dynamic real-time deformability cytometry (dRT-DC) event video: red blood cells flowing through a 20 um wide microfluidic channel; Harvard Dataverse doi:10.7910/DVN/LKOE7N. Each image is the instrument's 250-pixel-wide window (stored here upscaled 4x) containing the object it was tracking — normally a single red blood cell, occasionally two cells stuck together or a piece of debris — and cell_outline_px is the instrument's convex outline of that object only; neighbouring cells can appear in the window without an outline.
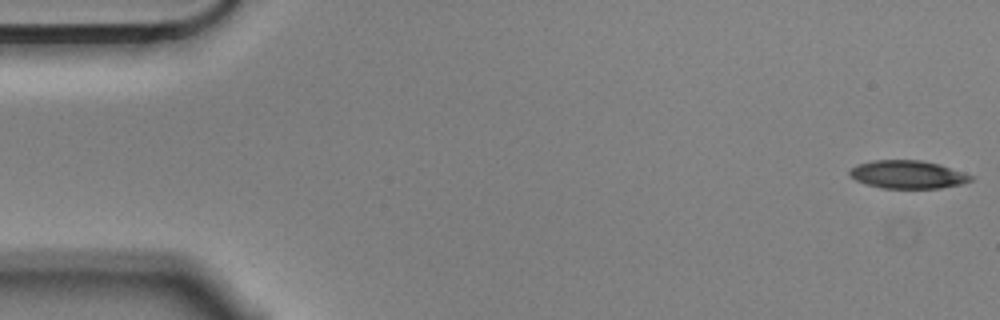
{"species": "Egyptian fruit bat (a non-hibernating species)", "species_latin": "Rousettus aegyptiacus", "temperature_condition": "cold", "stored_images_in_passage": 56, "camera_frame_rate_fps": 3000, "um_per_image_px": 0.085, "animal": {"sex": "male"}, "frame": {"image": 1, "passage_image": 1, "time_ms": 0.0, "image_size_px": [1000, 320], "cell_outline_px": [[976, 176], [972, 180], [960, 184], [940, 188], [884, 188], [864, 184], [856, 180], [848, 172], [852, 168], [860, 164], [872, 160], [920, 160], [940, 164]], "centroid_in_image_um": [77.19, 14.83], "position_along_channel_um": 7.8, "area_um2": 19.77}}
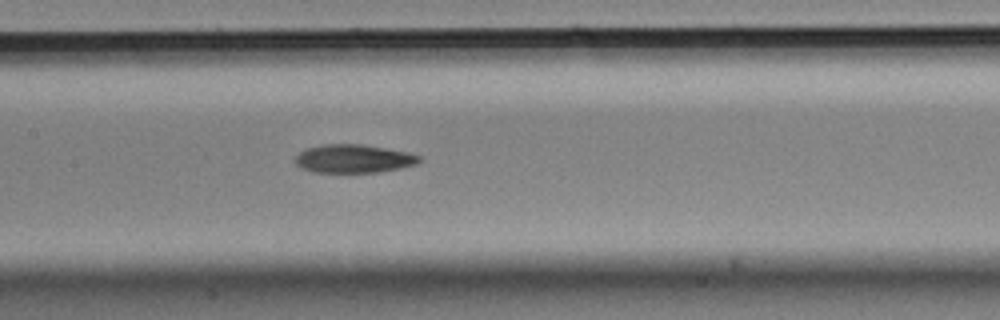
{"frame": {"image": 2, "passage_image": 26, "time_ms": 8.333, "image_size_px": [1000, 320], "cell_outline_px": [[420, 160], [416, 164], [400, 168], [376, 172], [316, 172], [300, 168], [292, 160], [304, 148], [320, 144], [360, 144], [408, 152], [420, 156]], "centroid_in_image_um": [29.99, 13.48], "position_along_channel_um": 177.4, "area_um2": 20.52}}
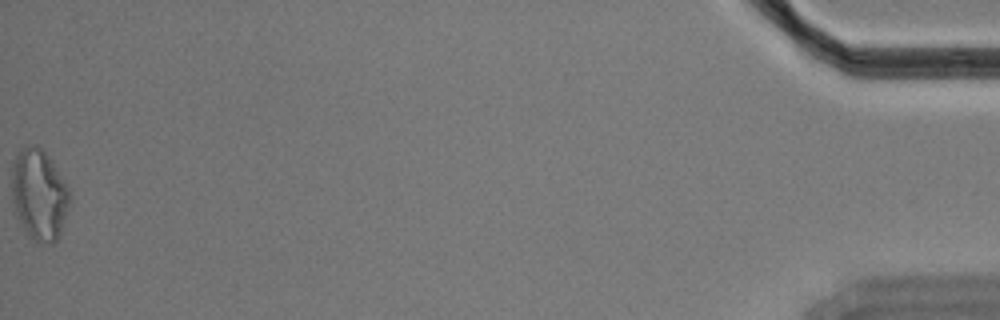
{"frame": {"image": 3, "passage_image": 56, "time_ms": 18.333, "image_size_px": [1000, 320], "cell_outline_px": [[68, 204], [60, 232], [56, 240], [52, 244], [40, 244], [32, 240], [28, 236], [12, 212], [12, 160], [20, 148], [28, 144], [36, 144], [48, 156], [68, 188]], "centroid_in_image_um": [3.24, 16.56], "position_along_channel_um": 432.0, "area_um2": 30.81}, "authors_computed_cell_mechanics": {"area_um2": 20.8658, "velocity_mm_per_s": 3.5598, "shape_relaxation_time_tau1_ms": null, "shape_relaxation_time_tau2_ms": 5.4702, "deformation_change_tau1": null, "deformation_change_tau2": 0.1451}}